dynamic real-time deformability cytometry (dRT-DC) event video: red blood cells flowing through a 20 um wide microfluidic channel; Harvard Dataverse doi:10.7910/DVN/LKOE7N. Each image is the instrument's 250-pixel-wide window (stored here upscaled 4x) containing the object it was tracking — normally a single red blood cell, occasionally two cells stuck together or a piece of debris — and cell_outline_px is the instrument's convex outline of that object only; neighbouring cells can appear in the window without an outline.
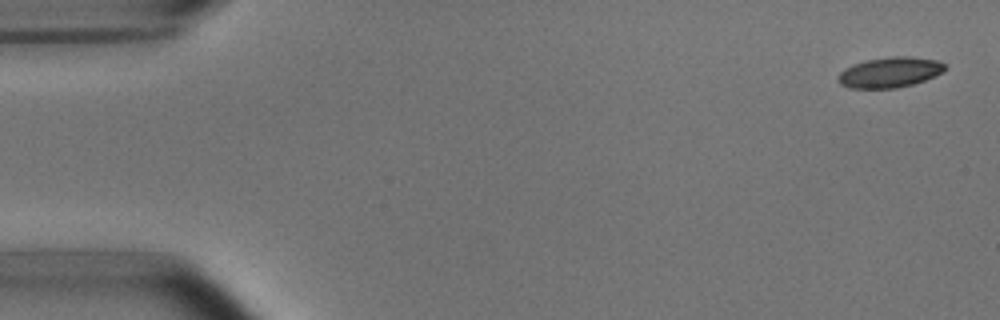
{"species": "common noctule bat (a hibernating species)", "species_latin": "Nyctalus noctula", "temperature_condition": "room temperature", "stored_images_in_passage": 4, "camera_frame_rate_fps": 3000, "um_per_image_px": 0.085, "animal": {"sex": "male", "body_mass_g": 15.6}, "frame": {"image": 1, "passage_image": 1, "time_ms": 0.0, "image_size_px": [1000, 320], "cell_outline_px": [[948, 68], [924, 80], [912, 84], [896, 88], [848, 88], [840, 84], [836, 80], [836, 76], [844, 68], [864, 60], [892, 56], [908, 56], [936, 60], [948, 64]], "centroid_in_image_um": [75.59, 6.14], "position_along_channel_um": 9.4, "area_um2": 19.02}}
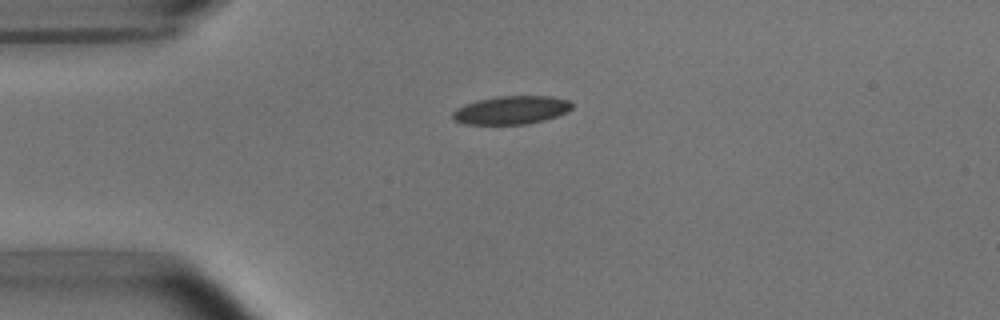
{"frame": {"image": 2, "passage_image": 4, "time_ms": 3.667, "image_size_px": [1000, 320], "cell_outline_px": [[572, 108], [556, 116], [544, 120], [528, 124], [464, 124], [456, 120], [452, 116], [452, 112], [456, 108], [464, 104], [476, 100], [500, 96], [552, 96], [568, 100], [572, 104]], "centroid_in_image_um": [43.44, 9.35], "position_along_channel_um": 41.6, "area_um2": 19.59}}